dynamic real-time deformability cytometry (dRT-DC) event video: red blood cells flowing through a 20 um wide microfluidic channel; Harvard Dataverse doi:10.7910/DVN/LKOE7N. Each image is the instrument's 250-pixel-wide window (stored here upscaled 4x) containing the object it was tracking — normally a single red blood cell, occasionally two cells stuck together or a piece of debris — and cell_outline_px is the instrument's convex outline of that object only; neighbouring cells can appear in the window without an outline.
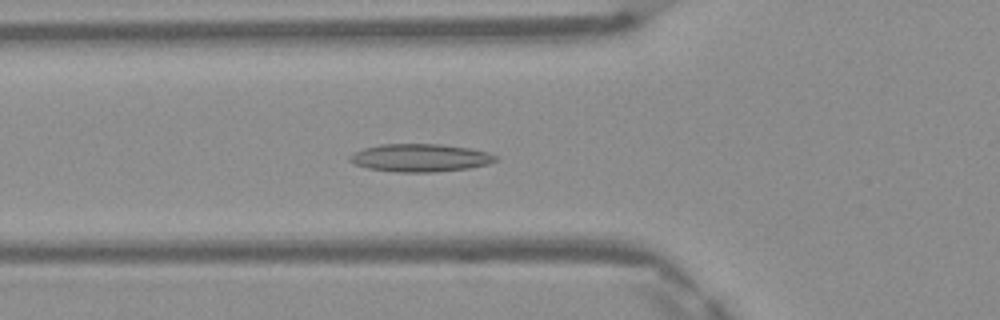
{"species": "Egyptian fruit bat (a non-hibernating species)", "species_latin": "Rousettus aegyptiacus", "temperature_condition": "warm", "stored_images_in_passage": 39, "camera_frame_rate_fps": 3000, "um_per_image_px": 0.085, "frame": {"image": 1, "passage_image": 8, "time_ms": 2.333, "image_size_px": [1000, 320], "cell_outline_px": [[496, 160], [488, 164], [468, 168], [436, 172], [396, 172], [368, 168], [352, 164], [348, 160], [348, 156], [364, 148], [380, 144], [440, 144], [468, 148], [488, 152], [496, 156]], "centroid_in_image_um": [35.67, 13.42], "position_along_channel_um": 90.1, "area_um2": 23.64}}
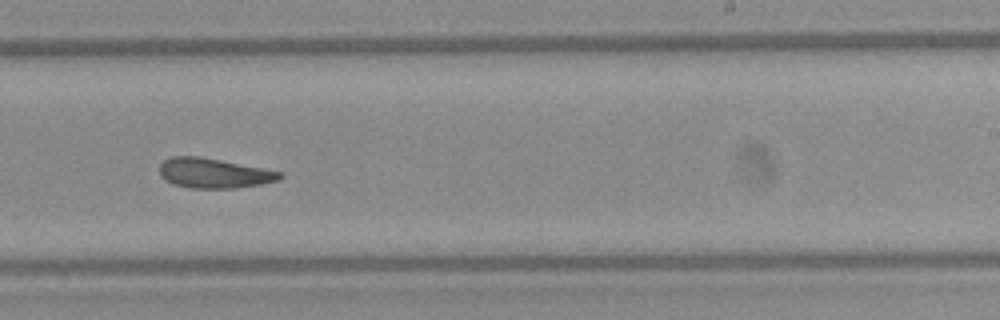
{"frame": {"image": 2, "passage_image": 21, "time_ms": 6.667, "image_size_px": [1000, 320], "cell_outline_px": [[284, 176], [280, 180], [260, 184], [236, 188], [188, 188], [176, 184], [160, 176], [160, 164], [164, 160], [172, 156], [200, 156], [284, 172]], "centroid_in_image_um": [18.22, 14.71], "position_along_channel_um": 270.8, "area_um2": 20.92}}
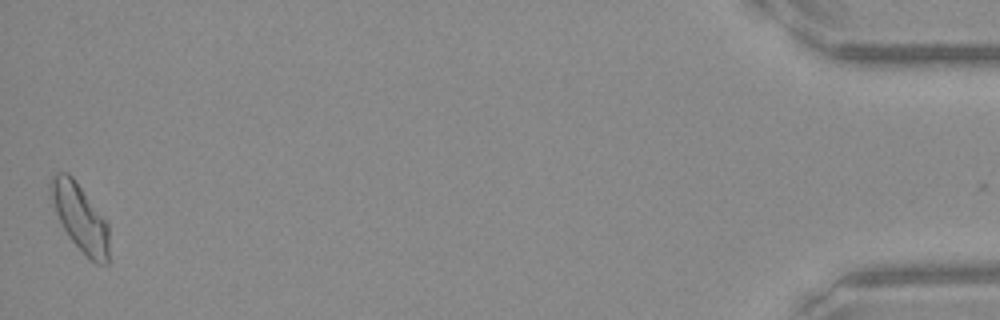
{"frame": {"image": 3, "passage_image": 39, "time_ms": 12.667, "image_size_px": [1000, 320], "cell_outline_px": [[108, 264], [96, 264], [68, 236], [56, 212], [48, 188], [48, 184], [52, 176], [56, 172], [68, 172], [72, 176], [108, 224]], "centroid_in_image_um": [6.78, 18.46], "position_along_channel_um": 428.4, "area_um2": 22.25}, "authors_computed_cell_mechanics": {"area_um2": 21.3282, "velocity_mm_per_s": 4.1607, "shape_relaxation_time_tau1_ms": null, "shape_relaxation_time_tau2_ms": 3.9557, "deformation_change_tau1": null, "deformation_change_tau2": 0.1258}}